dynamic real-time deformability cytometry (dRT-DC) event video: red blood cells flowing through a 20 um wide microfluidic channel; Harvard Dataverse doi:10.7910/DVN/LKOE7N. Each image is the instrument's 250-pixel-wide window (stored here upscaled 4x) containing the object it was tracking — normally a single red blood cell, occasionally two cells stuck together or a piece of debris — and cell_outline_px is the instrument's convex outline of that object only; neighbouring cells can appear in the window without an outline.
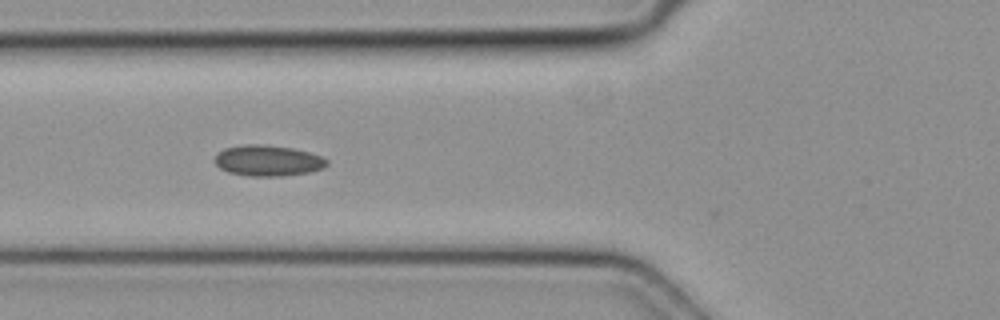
{"species": "common noctule bat (a hibernating species)", "species_latin": "Nyctalus noctula", "temperature_condition": "cold", "stored_images_in_passage": 5, "camera_frame_rate_fps": 3000, "um_per_image_px": 0.085, "animal": {"sex": "female", "body_mass_g": 19.3, "forearm_length_mm": 54.1}, "frame": {"image": 1, "passage_image": 5, "time_ms": 1.333, "image_size_px": [1000, 320], "cell_outline_px": [[328, 164], [324, 168], [308, 172], [284, 176], [248, 176], [228, 172], [220, 168], [212, 160], [224, 148], [244, 144], [260, 144], [292, 148], [308, 152], [320, 156], [328, 160]], "centroid_in_image_um": [22.75, 13.65], "position_along_channel_um": 103.0, "area_um2": 20.17}}